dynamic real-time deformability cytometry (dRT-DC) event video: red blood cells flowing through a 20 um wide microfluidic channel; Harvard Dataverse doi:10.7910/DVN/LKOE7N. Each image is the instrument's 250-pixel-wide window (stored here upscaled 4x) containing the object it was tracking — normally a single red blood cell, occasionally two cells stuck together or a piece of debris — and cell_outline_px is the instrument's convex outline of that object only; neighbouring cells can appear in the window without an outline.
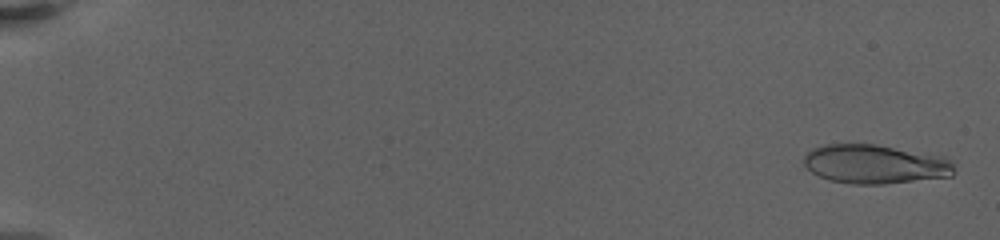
{"species": "human", "species_latin": "Homo sapiens", "temperature_condition": "warm", "stored_images_in_passage": 66, "camera_frame_rate_fps": 3000, "um_per_image_px": 0.085, "donor": {"sex": "female"}, "frame": {"image": 1, "passage_image": 2, "time_ms": 0.333, "image_size_px": [1000, 240], "cell_outline_px": [[952, 176], [884, 184], [852, 184], [828, 180], [812, 172], [804, 164], [804, 156], [812, 148], [824, 144], [876, 144], [944, 156], [952, 160]], "centroid_in_image_um": [74.36, 13.95], "position_along_channel_um": 10.6, "area_um2": 34.22}}
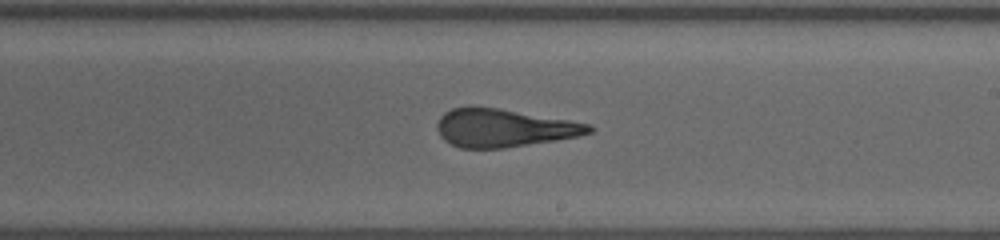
{"frame": {"image": 2, "passage_image": 41, "time_ms": 13.333, "image_size_px": [1000, 240], "cell_outline_px": [[596, 128], [592, 132], [580, 136], [556, 140], [504, 148], [460, 148], [444, 140], [440, 136], [436, 128], [436, 124], [440, 116], [444, 112], [452, 108], [500, 108], [592, 124]], "centroid_in_image_um": [42.86, 10.89], "position_along_channel_um": 246.1, "area_um2": 33.58}}
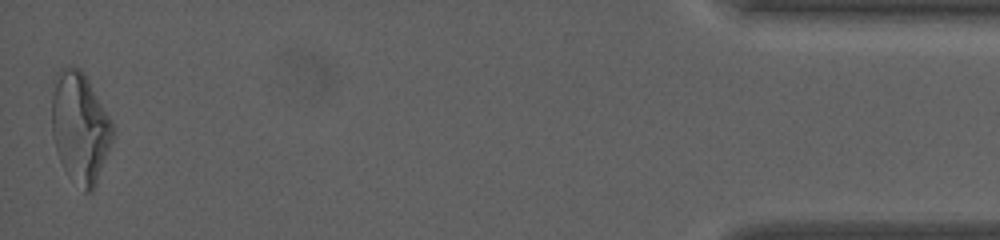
{"frame": {"image": 3, "passage_image": 66, "time_ms": 21.333, "image_size_px": [1000, 240], "cell_outline_px": [[112, 140], [92, 192], [84, 192], [68, 176], [60, 160], [52, 136], [52, 80], [56, 72], [60, 68], [80, 68], [84, 72], [112, 120]], "centroid_in_image_um": [6.77, 10.8], "position_along_channel_um": 428.4, "area_um2": 39.13}, "authors_computed_cell_mechanics": {"area_um2": 34.0442, "velocity_mm_per_s": 3.2543, "shape_relaxation_time_tau1_ms": null, "shape_relaxation_time_tau2_ms": 1.5817, "deformation_change_tau1": null, "deformation_change_tau2": 0.1197}}